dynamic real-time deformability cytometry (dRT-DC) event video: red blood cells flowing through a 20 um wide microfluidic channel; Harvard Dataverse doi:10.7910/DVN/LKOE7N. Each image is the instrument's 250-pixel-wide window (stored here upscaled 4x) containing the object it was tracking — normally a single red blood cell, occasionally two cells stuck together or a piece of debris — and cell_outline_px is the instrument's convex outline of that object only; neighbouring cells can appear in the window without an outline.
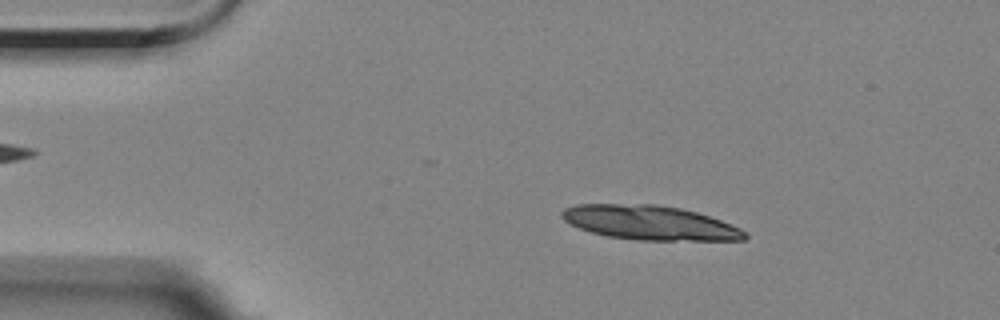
{"species": "Egyptian fruit bat (a non-hibernating species)", "species_latin": "Rousettus aegyptiacus", "temperature_condition": "room temperature", "stored_images_in_passage": 26, "segment_of_instrument_passage": [1, 2], "camera_frame_rate_fps": 3000, "um_per_image_px": 0.085, "animal": {"sex": "female"}, "frame": {"image": 1, "passage_image": 3, "time_ms": 0.667, "image_size_px": [1000, 320], "cell_outline_px": [[748, 236], [744, 240], [636, 240], [608, 236], [592, 232], [580, 228], [564, 220], [560, 216], [560, 212], [564, 208], [576, 204], [656, 204], [680, 208], [696, 212], [720, 220], [740, 228]], "centroid_in_image_um": [55.21, 18.92], "position_along_channel_um": 29.8, "area_um2": 36.41}}